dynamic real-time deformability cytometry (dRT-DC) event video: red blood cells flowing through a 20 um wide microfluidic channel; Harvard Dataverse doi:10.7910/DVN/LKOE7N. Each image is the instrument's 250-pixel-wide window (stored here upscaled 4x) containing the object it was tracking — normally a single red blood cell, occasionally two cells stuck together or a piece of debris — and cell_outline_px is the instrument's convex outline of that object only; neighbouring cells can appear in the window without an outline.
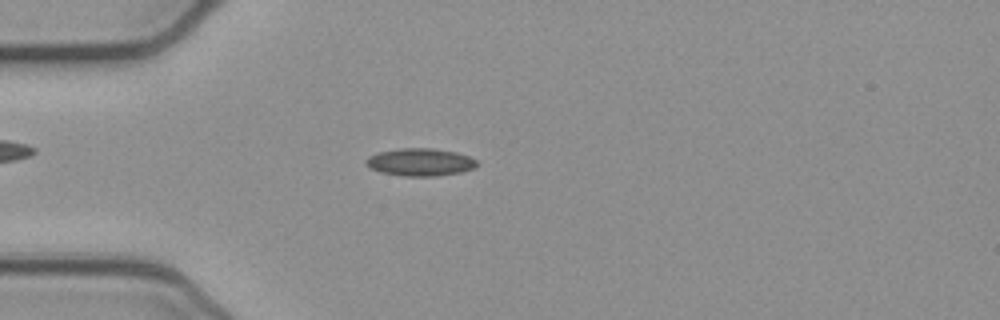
{"species": "common noctule bat (a hibernating species)", "species_latin": "Nyctalus noctula", "temperature_condition": "cold", "stored_images_in_passage": 53, "camera_frame_rate_fps": 3000, "um_per_image_px": 0.085, "animal": {"sex": "female", "body_mass_g": 21.9}, "frame": {"image": 1, "passage_image": 15, "time_ms": 4.667, "image_size_px": [1000, 320], "cell_outline_px": [[476, 168], [460, 172], [436, 176], [404, 176], [380, 172], [364, 164], [364, 160], [368, 156], [376, 152], [400, 148], [432, 148], [456, 152], [468, 156], [476, 160]], "centroid_in_image_um": [35.67, 13.77], "position_along_channel_um": 49.3, "area_um2": 17.92}}
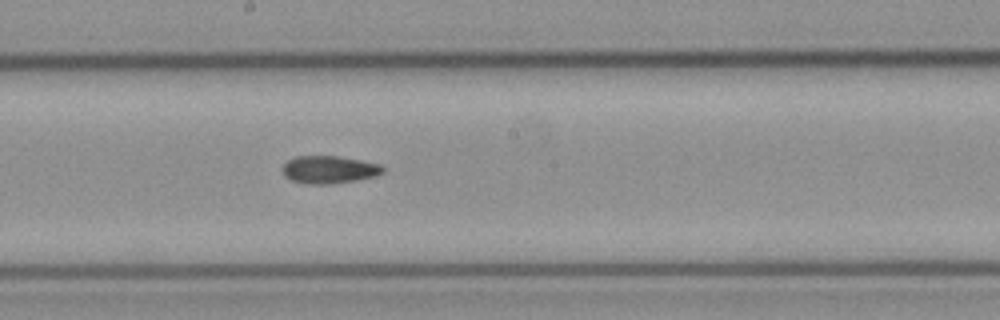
{"frame": {"image": 2, "passage_image": 29, "time_ms": 9.333, "image_size_px": [1000, 320], "cell_outline_px": [[384, 172], [376, 176], [328, 184], [308, 184], [292, 180], [284, 176], [280, 168], [288, 160], [296, 156], [336, 156], [360, 160], [380, 164], [384, 168]], "centroid_in_image_um": [27.93, 14.41], "position_along_channel_um": 220.3, "area_um2": 16.07}}
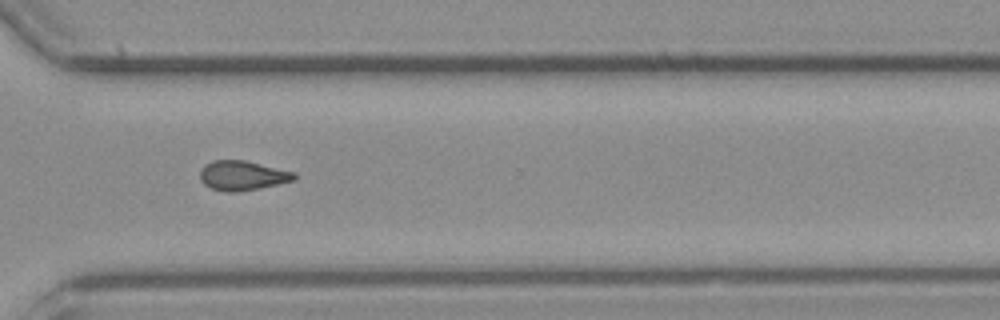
{"frame": {"image": 3, "passage_image": 39, "time_ms": 12.667, "image_size_px": [1000, 320], "cell_outline_px": [[296, 180], [260, 188], [236, 192], [224, 192], [212, 188], [204, 184], [200, 180], [200, 172], [204, 164], [212, 160], [244, 160], [296, 172]], "centroid_in_image_um": [20.61, 14.92], "position_along_channel_um": 350.0, "area_um2": 16.36}, "authors_computed_cell_mechanics": {"area_um2": 16.1262, "velocity_mm_per_s": 3.9048, "shape_relaxation_time_tau1_ms": null, "shape_relaxation_time_tau2_ms": 7.3942, "deformation_change_tau1": null, "deformation_change_tau2": 0.1477}}